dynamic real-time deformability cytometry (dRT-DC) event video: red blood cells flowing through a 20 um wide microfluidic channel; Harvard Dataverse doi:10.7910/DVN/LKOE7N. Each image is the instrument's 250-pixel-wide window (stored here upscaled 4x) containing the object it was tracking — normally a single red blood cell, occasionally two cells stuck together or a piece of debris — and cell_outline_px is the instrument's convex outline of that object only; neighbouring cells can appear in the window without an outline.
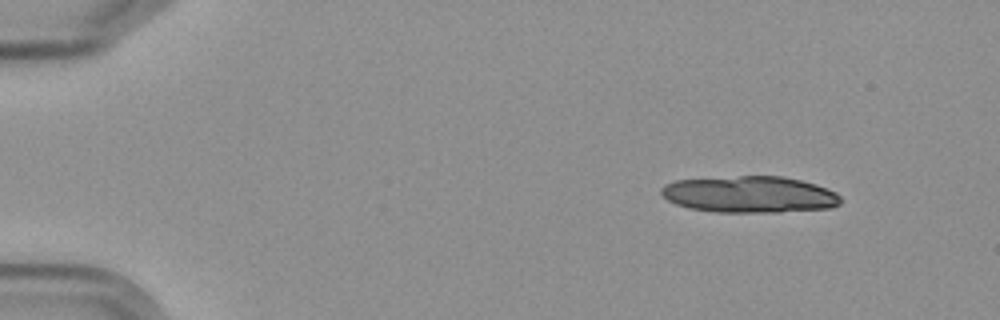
{"species": "Egyptian fruit bat (a non-hibernating species)", "species_latin": "Rousettus aegyptiacus", "temperature_condition": "cold", "stored_images_in_passage": 4, "camera_frame_rate_fps": 3000, "um_per_image_px": 0.085, "frame": {"image": 1, "passage_image": 1, "time_ms": 0.0, "image_size_px": [1000, 320], "cell_outline_px": [[840, 204], [832, 208], [780, 212], [716, 212], [688, 208], [676, 204], [668, 200], [660, 192], [660, 188], [664, 184], [676, 180], [740, 176], [780, 176], [800, 180], [816, 184], [836, 192], [840, 196]], "centroid_in_image_um": [63.72, 16.53], "position_along_channel_um": 21.3, "area_um2": 38.32}}